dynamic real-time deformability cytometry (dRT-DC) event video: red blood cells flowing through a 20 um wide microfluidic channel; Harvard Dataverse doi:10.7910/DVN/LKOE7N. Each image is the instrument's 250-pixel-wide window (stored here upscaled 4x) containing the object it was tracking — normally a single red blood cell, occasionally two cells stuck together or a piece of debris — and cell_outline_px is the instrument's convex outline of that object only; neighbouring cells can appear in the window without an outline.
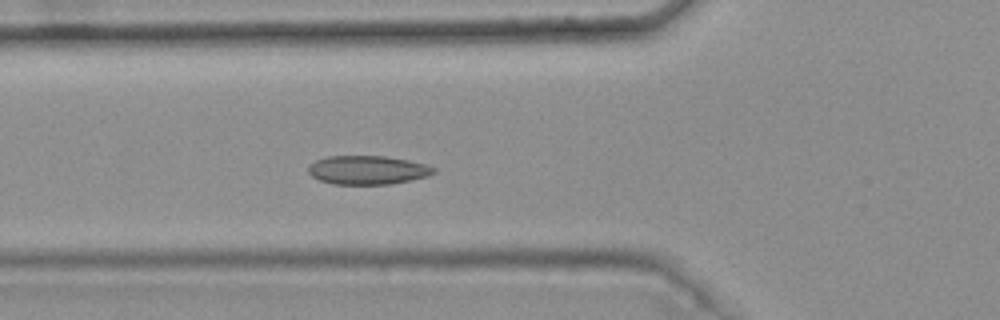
{"species": "common noctule bat (a hibernating species)", "species_latin": "Nyctalus noctula", "temperature_condition": "warm", "stored_images_in_passage": 5, "camera_frame_rate_fps": 3000, "um_per_image_px": 0.085, "animal": {"sex": "female", "body_mass_g": 25.1}, "frame": {"image": 1, "passage_image": 5, "time_ms": 1.333, "image_size_px": [1000, 320], "cell_outline_px": [[436, 172], [428, 176], [412, 180], [388, 184], [332, 184], [320, 180], [312, 176], [308, 172], [308, 164], [316, 160], [328, 156], [384, 156], [408, 160], [424, 164], [436, 168]], "centroid_in_image_um": [31.23, 14.45], "position_along_channel_um": 94.6, "area_um2": 21.04}}